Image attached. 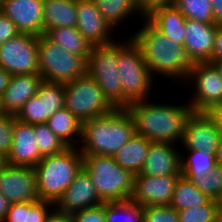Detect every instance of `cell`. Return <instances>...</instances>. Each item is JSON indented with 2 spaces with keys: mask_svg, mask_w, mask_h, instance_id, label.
<instances>
[{
  "mask_svg": "<svg viewBox=\"0 0 222 222\" xmlns=\"http://www.w3.org/2000/svg\"><path fill=\"white\" fill-rule=\"evenodd\" d=\"M140 22L143 24L130 38L139 47L153 78L158 75L184 84L192 67L184 46L171 41L146 17Z\"/></svg>",
  "mask_w": 222,
  "mask_h": 222,
  "instance_id": "obj_1",
  "label": "cell"
},
{
  "mask_svg": "<svg viewBox=\"0 0 222 222\" xmlns=\"http://www.w3.org/2000/svg\"><path fill=\"white\" fill-rule=\"evenodd\" d=\"M125 109L133 119L136 135L174 145L180 144L185 122L192 113L186 101L175 105L147 99L132 102Z\"/></svg>",
  "mask_w": 222,
  "mask_h": 222,
  "instance_id": "obj_2",
  "label": "cell"
},
{
  "mask_svg": "<svg viewBox=\"0 0 222 222\" xmlns=\"http://www.w3.org/2000/svg\"><path fill=\"white\" fill-rule=\"evenodd\" d=\"M135 135L134 122L125 108L82 122L79 150L82 156H113Z\"/></svg>",
  "mask_w": 222,
  "mask_h": 222,
  "instance_id": "obj_3",
  "label": "cell"
},
{
  "mask_svg": "<svg viewBox=\"0 0 222 222\" xmlns=\"http://www.w3.org/2000/svg\"><path fill=\"white\" fill-rule=\"evenodd\" d=\"M82 168L83 156L78 147H68L61 153L44 156L33 167L39 200L55 204Z\"/></svg>",
  "mask_w": 222,
  "mask_h": 222,
  "instance_id": "obj_4",
  "label": "cell"
},
{
  "mask_svg": "<svg viewBox=\"0 0 222 222\" xmlns=\"http://www.w3.org/2000/svg\"><path fill=\"white\" fill-rule=\"evenodd\" d=\"M120 41L118 39L117 69L122 88V108H126L132 102L151 99L155 79L130 36Z\"/></svg>",
  "mask_w": 222,
  "mask_h": 222,
  "instance_id": "obj_5",
  "label": "cell"
},
{
  "mask_svg": "<svg viewBox=\"0 0 222 222\" xmlns=\"http://www.w3.org/2000/svg\"><path fill=\"white\" fill-rule=\"evenodd\" d=\"M83 168L90 175L103 202L130 199L134 175L116 163L112 156H83Z\"/></svg>",
  "mask_w": 222,
  "mask_h": 222,
  "instance_id": "obj_6",
  "label": "cell"
},
{
  "mask_svg": "<svg viewBox=\"0 0 222 222\" xmlns=\"http://www.w3.org/2000/svg\"><path fill=\"white\" fill-rule=\"evenodd\" d=\"M39 74L43 81L69 83L86 74L87 61L50 41L45 35L38 37Z\"/></svg>",
  "mask_w": 222,
  "mask_h": 222,
  "instance_id": "obj_7",
  "label": "cell"
},
{
  "mask_svg": "<svg viewBox=\"0 0 222 222\" xmlns=\"http://www.w3.org/2000/svg\"><path fill=\"white\" fill-rule=\"evenodd\" d=\"M65 107L82 123L112 112L115 107L87 73L64 84Z\"/></svg>",
  "mask_w": 222,
  "mask_h": 222,
  "instance_id": "obj_8",
  "label": "cell"
},
{
  "mask_svg": "<svg viewBox=\"0 0 222 222\" xmlns=\"http://www.w3.org/2000/svg\"><path fill=\"white\" fill-rule=\"evenodd\" d=\"M118 40L106 45L93 46L87 59L86 73L101 88L115 108H122V88L117 67Z\"/></svg>",
  "mask_w": 222,
  "mask_h": 222,
  "instance_id": "obj_9",
  "label": "cell"
},
{
  "mask_svg": "<svg viewBox=\"0 0 222 222\" xmlns=\"http://www.w3.org/2000/svg\"><path fill=\"white\" fill-rule=\"evenodd\" d=\"M184 83L179 85L191 84L193 88L187 101L192 112L208 113L212 108L222 106V78L213 63H193Z\"/></svg>",
  "mask_w": 222,
  "mask_h": 222,
  "instance_id": "obj_10",
  "label": "cell"
},
{
  "mask_svg": "<svg viewBox=\"0 0 222 222\" xmlns=\"http://www.w3.org/2000/svg\"><path fill=\"white\" fill-rule=\"evenodd\" d=\"M38 37L19 33L0 44V67L11 75L39 74Z\"/></svg>",
  "mask_w": 222,
  "mask_h": 222,
  "instance_id": "obj_11",
  "label": "cell"
},
{
  "mask_svg": "<svg viewBox=\"0 0 222 222\" xmlns=\"http://www.w3.org/2000/svg\"><path fill=\"white\" fill-rule=\"evenodd\" d=\"M0 193L10 204L38 201L36 177L33 167L0 163Z\"/></svg>",
  "mask_w": 222,
  "mask_h": 222,
  "instance_id": "obj_12",
  "label": "cell"
},
{
  "mask_svg": "<svg viewBox=\"0 0 222 222\" xmlns=\"http://www.w3.org/2000/svg\"><path fill=\"white\" fill-rule=\"evenodd\" d=\"M220 140V132L209 114L192 112L185 122L179 145H183L181 153L200 150L217 156Z\"/></svg>",
  "mask_w": 222,
  "mask_h": 222,
  "instance_id": "obj_13",
  "label": "cell"
},
{
  "mask_svg": "<svg viewBox=\"0 0 222 222\" xmlns=\"http://www.w3.org/2000/svg\"><path fill=\"white\" fill-rule=\"evenodd\" d=\"M76 10V28L92 46L106 45L116 41L112 33L117 30L115 31L112 25L102 17L93 0H77Z\"/></svg>",
  "mask_w": 222,
  "mask_h": 222,
  "instance_id": "obj_14",
  "label": "cell"
},
{
  "mask_svg": "<svg viewBox=\"0 0 222 222\" xmlns=\"http://www.w3.org/2000/svg\"><path fill=\"white\" fill-rule=\"evenodd\" d=\"M181 175H167L150 177L147 175H134L132 201L141 206L169 205L176 181Z\"/></svg>",
  "mask_w": 222,
  "mask_h": 222,
  "instance_id": "obj_15",
  "label": "cell"
},
{
  "mask_svg": "<svg viewBox=\"0 0 222 222\" xmlns=\"http://www.w3.org/2000/svg\"><path fill=\"white\" fill-rule=\"evenodd\" d=\"M44 0H3L2 11L20 33L43 35Z\"/></svg>",
  "mask_w": 222,
  "mask_h": 222,
  "instance_id": "obj_16",
  "label": "cell"
},
{
  "mask_svg": "<svg viewBox=\"0 0 222 222\" xmlns=\"http://www.w3.org/2000/svg\"><path fill=\"white\" fill-rule=\"evenodd\" d=\"M217 25L187 19L184 49L190 62H211Z\"/></svg>",
  "mask_w": 222,
  "mask_h": 222,
  "instance_id": "obj_17",
  "label": "cell"
},
{
  "mask_svg": "<svg viewBox=\"0 0 222 222\" xmlns=\"http://www.w3.org/2000/svg\"><path fill=\"white\" fill-rule=\"evenodd\" d=\"M36 142L33 125L20 122L14 116L11 149L3 162L10 165L35 167L44 157Z\"/></svg>",
  "mask_w": 222,
  "mask_h": 222,
  "instance_id": "obj_18",
  "label": "cell"
},
{
  "mask_svg": "<svg viewBox=\"0 0 222 222\" xmlns=\"http://www.w3.org/2000/svg\"><path fill=\"white\" fill-rule=\"evenodd\" d=\"M101 203L103 201L99 198L90 175L82 168L54 206L60 211L73 214Z\"/></svg>",
  "mask_w": 222,
  "mask_h": 222,
  "instance_id": "obj_19",
  "label": "cell"
},
{
  "mask_svg": "<svg viewBox=\"0 0 222 222\" xmlns=\"http://www.w3.org/2000/svg\"><path fill=\"white\" fill-rule=\"evenodd\" d=\"M179 144L151 142L147 158L140 172L150 177L181 175V150Z\"/></svg>",
  "mask_w": 222,
  "mask_h": 222,
  "instance_id": "obj_20",
  "label": "cell"
},
{
  "mask_svg": "<svg viewBox=\"0 0 222 222\" xmlns=\"http://www.w3.org/2000/svg\"><path fill=\"white\" fill-rule=\"evenodd\" d=\"M43 78L40 74L12 75L1 97L4 114L16 116L23 105L38 92Z\"/></svg>",
  "mask_w": 222,
  "mask_h": 222,
  "instance_id": "obj_21",
  "label": "cell"
},
{
  "mask_svg": "<svg viewBox=\"0 0 222 222\" xmlns=\"http://www.w3.org/2000/svg\"><path fill=\"white\" fill-rule=\"evenodd\" d=\"M145 17L171 41L184 45L186 18L174 4L157 6Z\"/></svg>",
  "mask_w": 222,
  "mask_h": 222,
  "instance_id": "obj_22",
  "label": "cell"
},
{
  "mask_svg": "<svg viewBox=\"0 0 222 222\" xmlns=\"http://www.w3.org/2000/svg\"><path fill=\"white\" fill-rule=\"evenodd\" d=\"M77 0H44L43 35L59 27H76Z\"/></svg>",
  "mask_w": 222,
  "mask_h": 222,
  "instance_id": "obj_23",
  "label": "cell"
},
{
  "mask_svg": "<svg viewBox=\"0 0 222 222\" xmlns=\"http://www.w3.org/2000/svg\"><path fill=\"white\" fill-rule=\"evenodd\" d=\"M150 144V140L135 134L112 157L123 169L130 171L133 175L140 174Z\"/></svg>",
  "mask_w": 222,
  "mask_h": 222,
  "instance_id": "obj_24",
  "label": "cell"
},
{
  "mask_svg": "<svg viewBox=\"0 0 222 222\" xmlns=\"http://www.w3.org/2000/svg\"><path fill=\"white\" fill-rule=\"evenodd\" d=\"M46 124L69 147L79 146L82 123L66 107L49 117Z\"/></svg>",
  "mask_w": 222,
  "mask_h": 222,
  "instance_id": "obj_25",
  "label": "cell"
},
{
  "mask_svg": "<svg viewBox=\"0 0 222 222\" xmlns=\"http://www.w3.org/2000/svg\"><path fill=\"white\" fill-rule=\"evenodd\" d=\"M44 35L64 50L77 54L86 61L92 51L93 46L76 27L49 29Z\"/></svg>",
  "mask_w": 222,
  "mask_h": 222,
  "instance_id": "obj_26",
  "label": "cell"
},
{
  "mask_svg": "<svg viewBox=\"0 0 222 222\" xmlns=\"http://www.w3.org/2000/svg\"><path fill=\"white\" fill-rule=\"evenodd\" d=\"M97 6L98 11L102 17L112 25V27L118 30V26L123 24L129 17L134 18L138 14L143 20L145 15L138 8L136 0H93ZM136 15H135V14Z\"/></svg>",
  "mask_w": 222,
  "mask_h": 222,
  "instance_id": "obj_27",
  "label": "cell"
},
{
  "mask_svg": "<svg viewBox=\"0 0 222 222\" xmlns=\"http://www.w3.org/2000/svg\"><path fill=\"white\" fill-rule=\"evenodd\" d=\"M53 207L54 203L44 200L10 204L4 222H45Z\"/></svg>",
  "mask_w": 222,
  "mask_h": 222,
  "instance_id": "obj_28",
  "label": "cell"
},
{
  "mask_svg": "<svg viewBox=\"0 0 222 222\" xmlns=\"http://www.w3.org/2000/svg\"><path fill=\"white\" fill-rule=\"evenodd\" d=\"M210 200L211 198L200 191L191 180L181 175L176 181L174 193L169 205L177 211H180L194 206L205 205Z\"/></svg>",
  "mask_w": 222,
  "mask_h": 222,
  "instance_id": "obj_29",
  "label": "cell"
},
{
  "mask_svg": "<svg viewBox=\"0 0 222 222\" xmlns=\"http://www.w3.org/2000/svg\"><path fill=\"white\" fill-rule=\"evenodd\" d=\"M181 154V175L184 177H201L207 175L217 165V156L206 151H184ZM185 156V157H184Z\"/></svg>",
  "mask_w": 222,
  "mask_h": 222,
  "instance_id": "obj_30",
  "label": "cell"
},
{
  "mask_svg": "<svg viewBox=\"0 0 222 222\" xmlns=\"http://www.w3.org/2000/svg\"><path fill=\"white\" fill-rule=\"evenodd\" d=\"M106 222H143V206L131 199L105 202Z\"/></svg>",
  "mask_w": 222,
  "mask_h": 222,
  "instance_id": "obj_31",
  "label": "cell"
},
{
  "mask_svg": "<svg viewBox=\"0 0 222 222\" xmlns=\"http://www.w3.org/2000/svg\"><path fill=\"white\" fill-rule=\"evenodd\" d=\"M43 98L44 123L53 116L59 109L65 107V92L63 83H52L43 81L36 94Z\"/></svg>",
  "mask_w": 222,
  "mask_h": 222,
  "instance_id": "obj_32",
  "label": "cell"
},
{
  "mask_svg": "<svg viewBox=\"0 0 222 222\" xmlns=\"http://www.w3.org/2000/svg\"><path fill=\"white\" fill-rule=\"evenodd\" d=\"M173 4L187 19L215 24L210 0H174Z\"/></svg>",
  "mask_w": 222,
  "mask_h": 222,
  "instance_id": "obj_33",
  "label": "cell"
},
{
  "mask_svg": "<svg viewBox=\"0 0 222 222\" xmlns=\"http://www.w3.org/2000/svg\"><path fill=\"white\" fill-rule=\"evenodd\" d=\"M33 127L36 144L44 156L61 153L69 147L51 131L46 123L34 124Z\"/></svg>",
  "mask_w": 222,
  "mask_h": 222,
  "instance_id": "obj_34",
  "label": "cell"
},
{
  "mask_svg": "<svg viewBox=\"0 0 222 222\" xmlns=\"http://www.w3.org/2000/svg\"><path fill=\"white\" fill-rule=\"evenodd\" d=\"M209 198L221 201L222 199V167L216 166L207 175L201 177H185Z\"/></svg>",
  "mask_w": 222,
  "mask_h": 222,
  "instance_id": "obj_35",
  "label": "cell"
},
{
  "mask_svg": "<svg viewBox=\"0 0 222 222\" xmlns=\"http://www.w3.org/2000/svg\"><path fill=\"white\" fill-rule=\"evenodd\" d=\"M220 202L211 199L207 204L178 211L179 222H214Z\"/></svg>",
  "mask_w": 222,
  "mask_h": 222,
  "instance_id": "obj_36",
  "label": "cell"
},
{
  "mask_svg": "<svg viewBox=\"0 0 222 222\" xmlns=\"http://www.w3.org/2000/svg\"><path fill=\"white\" fill-rule=\"evenodd\" d=\"M15 118L20 122L31 125L44 123L43 98H38L36 95L32 96Z\"/></svg>",
  "mask_w": 222,
  "mask_h": 222,
  "instance_id": "obj_37",
  "label": "cell"
},
{
  "mask_svg": "<svg viewBox=\"0 0 222 222\" xmlns=\"http://www.w3.org/2000/svg\"><path fill=\"white\" fill-rule=\"evenodd\" d=\"M143 222H179L178 211L170 205L143 206Z\"/></svg>",
  "mask_w": 222,
  "mask_h": 222,
  "instance_id": "obj_38",
  "label": "cell"
},
{
  "mask_svg": "<svg viewBox=\"0 0 222 222\" xmlns=\"http://www.w3.org/2000/svg\"><path fill=\"white\" fill-rule=\"evenodd\" d=\"M14 116L0 115V160L3 161L11 149L13 139Z\"/></svg>",
  "mask_w": 222,
  "mask_h": 222,
  "instance_id": "obj_39",
  "label": "cell"
},
{
  "mask_svg": "<svg viewBox=\"0 0 222 222\" xmlns=\"http://www.w3.org/2000/svg\"><path fill=\"white\" fill-rule=\"evenodd\" d=\"M74 222H106L105 202L72 214Z\"/></svg>",
  "mask_w": 222,
  "mask_h": 222,
  "instance_id": "obj_40",
  "label": "cell"
},
{
  "mask_svg": "<svg viewBox=\"0 0 222 222\" xmlns=\"http://www.w3.org/2000/svg\"><path fill=\"white\" fill-rule=\"evenodd\" d=\"M19 33L15 23L0 11V44H3L8 39L16 37Z\"/></svg>",
  "mask_w": 222,
  "mask_h": 222,
  "instance_id": "obj_41",
  "label": "cell"
},
{
  "mask_svg": "<svg viewBox=\"0 0 222 222\" xmlns=\"http://www.w3.org/2000/svg\"><path fill=\"white\" fill-rule=\"evenodd\" d=\"M174 0H136L138 8L147 15L153 8L161 5L173 4Z\"/></svg>",
  "mask_w": 222,
  "mask_h": 222,
  "instance_id": "obj_42",
  "label": "cell"
},
{
  "mask_svg": "<svg viewBox=\"0 0 222 222\" xmlns=\"http://www.w3.org/2000/svg\"><path fill=\"white\" fill-rule=\"evenodd\" d=\"M45 222H74V220L72 214L60 211L54 206L47 215Z\"/></svg>",
  "mask_w": 222,
  "mask_h": 222,
  "instance_id": "obj_43",
  "label": "cell"
},
{
  "mask_svg": "<svg viewBox=\"0 0 222 222\" xmlns=\"http://www.w3.org/2000/svg\"><path fill=\"white\" fill-rule=\"evenodd\" d=\"M212 60H222V25H217Z\"/></svg>",
  "mask_w": 222,
  "mask_h": 222,
  "instance_id": "obj_44",
  "label": "cell"
},
{
  "mask_svg": "<svg viewBox=\"0 0 222 222\" xmlns=\"http://www.w3.org/2000/svg\"><path fill=\"white\" fill-rule=\"evenodd\" d=\"M214 22L216 25H222V0H210Z\"/></svg>",
  "mask_w": 222,
  "mask_h": 222,
  "instance_id": "obj_45",
  "label": "cell"
},
{
  "mask_svg": "<svg viewBox=\"0 0 222 222\" xmlns=\"http://www.w3.org/2000/svg\"><path fill=\"white\" fill-rule=\"evenodd\" d=\"M209 116L214 120L222 138V106H216L208 112Z\"/></svg>",
  "mask_w": 222,
  "mask_h": 222,
  "instance_id": "obj_46",
  "label": "cell"
},
{
  "mask_svg": "<svg viewBox=\"0 0 222 222\" xmlns=\"http://www.w3.org/2000/svg\"><path fill=\"white\" fill-rule=\"evenodd\" d=\"M11 76L12 75L10 73L0 67V98L2 97L5 89L8 87Z\"/></svg>",
  "mask_w": 222,
  "mask_h": 222,
  "instance_id": "obj_47",
  "label": "cell"
},
{
  "mask_svg": "<svg viewBox=\"0 0 222 222\" xmlns=\"http://www.w3.org/2000/svg\"><path fill=\"white\" fill-rule=\"evenodd\" d=\"M9 207L10 202L3 194L0 193V222H4Z\"/></svg>",
  "mask_w": 222,
  "mask_h": 222,
  "instance_id": "obj_48",
  "label": "cell"
},
{
  "mask_svg": "<svg viewBox=\"0 0 222 222\" xmlns=\"http://www.w3.org/2000/svg\"><path fill=\"white\" fill-rule=\"evenodd\" d=\"M218 166L222 167V138L219 143V150L217 155Z\"/></svg>",
  "mask_w": 222,
  "mask_h": 222,
  "instance_id": "obj_49",
  "label": "cell"
},
{
  "mask_svg": "<svg viewBox=\"0 0 222 222\" xmlns=\"http://www.w3.org/2000/svg\"><path fill=\"white\" fill-rule=\"evenodd\" d=\"M211 63L215 65V67L219 71V74L222 78V60H212Z\"/></svg>",
  "mask_w": 222,
  "mask_h": 222,
  "instance_id": "obj_50",
  "label": "cell"
},
{
  "mask_svg": "<svg viewBox=\"0 0 222 222\" xmlns=\"http://www.w3.org/2000/svg\"><path fill=\"white\" fill-rule=\"evenodd\" d=\"M214 222H222V205L220 204Z\"/></svg>",
  "mask_w": 222,
  "mask_h": 222,
  "instance_id": "obj_51",
  "label": "cell"
},
{
  "mask_svg": "<svg viewBox=\"0 0 222 222\" xmlns=\"http://www.w3.org/2000/svg\"><path fill=\"white\" fill-rule=\"evenodd\" d=\"M4 114L2 107H1V98H0V115Z\"/></svg>",
  "mask_w": 222,
  "mask_h": 222,
  "instance_id": "obj_52",
  "label": "cell"
}]
</instances>
